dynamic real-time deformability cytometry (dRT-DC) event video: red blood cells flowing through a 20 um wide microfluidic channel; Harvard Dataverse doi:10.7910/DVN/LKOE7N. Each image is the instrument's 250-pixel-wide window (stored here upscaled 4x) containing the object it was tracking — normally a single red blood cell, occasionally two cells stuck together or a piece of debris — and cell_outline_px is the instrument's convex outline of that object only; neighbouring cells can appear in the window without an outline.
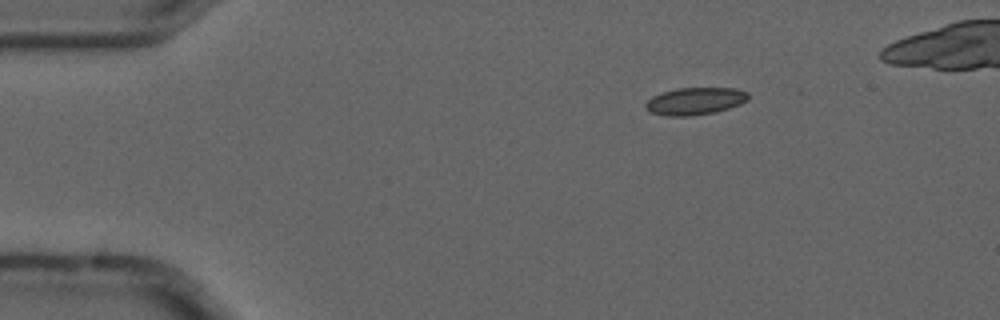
{"species": "common noctule bat (a hibernating species)", "species_latin": "Nyctalus noctula", "temperature_condition": "cold", "stored_images_in_passage": 6, "camera_frame_rate_fps": 3000, "um_per_image_px": 0.085, "animal": {"sex": "male", "forearm_length_mm": 52.5}, "frame": {"image": 1, "passage_image": 3, "time_ms": 0.667, "image_size_px": [1000, 320], "cell_outline_px": [[748, 100], [740, 104], [716, 112], [688, 116], [668, 116], [652, 112], [644, 108], [644, 104], [652, 96], [676, 88], [736, 88], [748, 92]], "centroid_in_image_um": [59.08, 8.59], "position_along_channel_um": 25.9, "area_um2": 16.3}}